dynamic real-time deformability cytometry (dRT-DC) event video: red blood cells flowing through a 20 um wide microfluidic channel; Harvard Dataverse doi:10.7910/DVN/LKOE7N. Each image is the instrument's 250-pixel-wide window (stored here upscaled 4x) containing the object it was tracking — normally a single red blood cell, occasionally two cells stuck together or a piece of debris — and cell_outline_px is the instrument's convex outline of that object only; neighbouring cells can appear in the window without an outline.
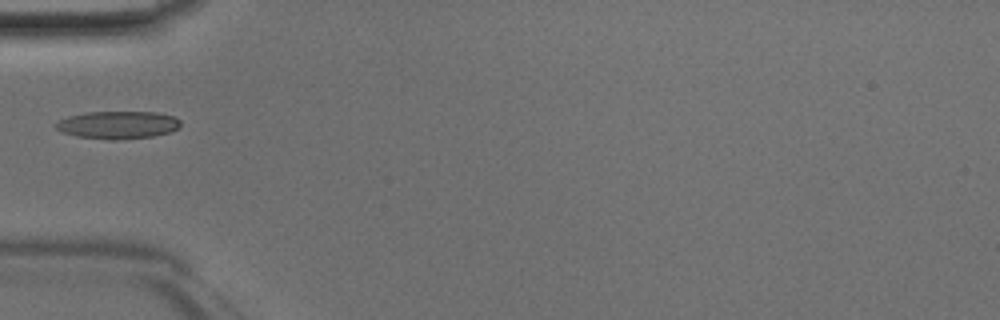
{"species": "Egyptian fruit bat (a non-hibernating species)", "species_latin": "Rousettus aegyptiacus", "temperature_condition": "room temperature", "stored_images_in_passage": 30, "camera_frame_rate_fps": 3000, "um_per_image_px": 0.085, "animal": {"sex": "male"}, "frame": {"image": 1, "passage_image": 1, "time_ms": 0.0, "image_size_px": [1000, 320], "cell_outline_px": [[180, 128], [172, 132], [152, 136], [116, 140], [112, 140], [76, 136], [60, 132], [52, 124], [68, 116], [88, 112], [156, 112], [172, 116], [180, 120]], "centroid_in_image_um": [10.01, 10.62], "position_along_channel_um": 75.0, "area_um2": 20.23}}
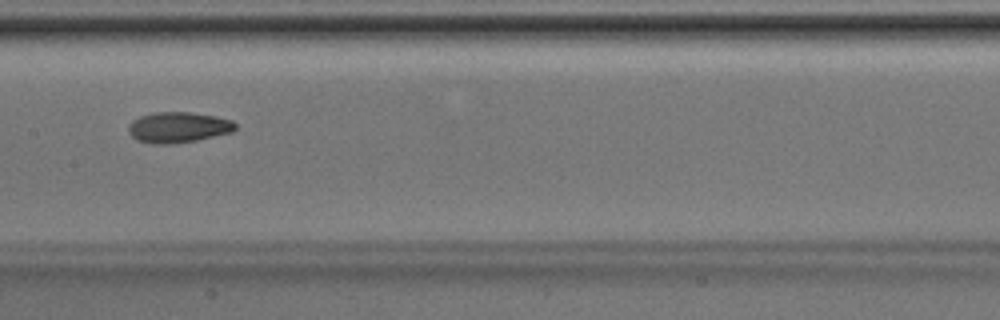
{"frame": {"image": 2, "passage_image": 9, "time_ms": 2.667, "image_size_px": [1000, 320], "cell_outline_px": [[236, 128], [232, 132], [196, 140], [168, 144], [152, 144], [136, 140], [128, 132], [128, 124], [132, 120], [140, 116], [152, 112], [192, 112], [216, 116], [232, 120], [236, 124]], "centroid_in_image_um": [15.12, 10.81], "position_along_channel_um": 192.3, "area_um2": 19.25}}